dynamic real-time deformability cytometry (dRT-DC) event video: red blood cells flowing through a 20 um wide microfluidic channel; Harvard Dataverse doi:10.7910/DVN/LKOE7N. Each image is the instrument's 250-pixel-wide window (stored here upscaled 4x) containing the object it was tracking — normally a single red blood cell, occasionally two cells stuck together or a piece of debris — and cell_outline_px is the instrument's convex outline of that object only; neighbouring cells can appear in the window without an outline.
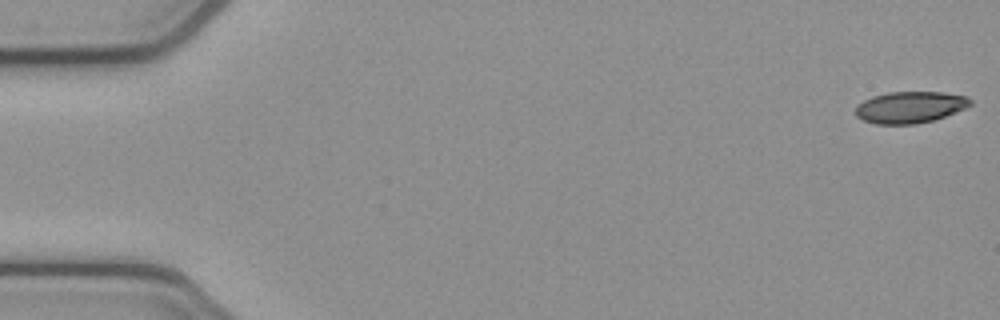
{"species": "common noctule bat (a hibernating species)", "species_latin": "Nyctalus noctula", "temperature_condition": "cold", "stored_images_in_passage": 5, "camera_frame_rate_fps": 3000, "um_per_image_px": 0.085, "animal": {"sex": "female", "body_mass_g": 21.9}, "frame": {"image": 1, "passage_image": 1, "time_ms": 0.0, "image_size_px": [1000, 320], "cell_outline_px": [[972, 104], [964, 108], [944, 116], [932, 120], [912, 124], [876, 124], [864, 120], [856, 116], [856, 104], [872, 96], [888, 92], [944, 92], [968, 96], [972, 100]], "centroid_in_image_um": [77.34, 9.1], "position_along_channel_um": 7.7, "area_um2": 21.04}}
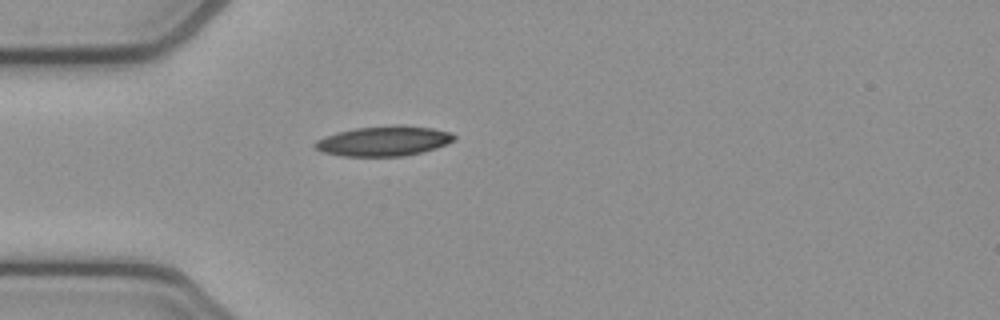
{"frame": {"image": 2, "passage_image": 5, "time_ms": 1.333, "image_size_px": [1000, 320], "cell_outline_px": [[456, 140], [448, 144], [436, 148], [404, 156], [344, 156], [324, 152], [316, 148], [312, 144], [316, 140], [324, 136], [336, 132], [356, 128], [396, 124], [400, 124], [432, 128], [448, 132], [456, 136]], "centroid_in_image_um": [32.63, 11.97], "position_along_channel_um": 52.4, "area_um2": 24.39}}